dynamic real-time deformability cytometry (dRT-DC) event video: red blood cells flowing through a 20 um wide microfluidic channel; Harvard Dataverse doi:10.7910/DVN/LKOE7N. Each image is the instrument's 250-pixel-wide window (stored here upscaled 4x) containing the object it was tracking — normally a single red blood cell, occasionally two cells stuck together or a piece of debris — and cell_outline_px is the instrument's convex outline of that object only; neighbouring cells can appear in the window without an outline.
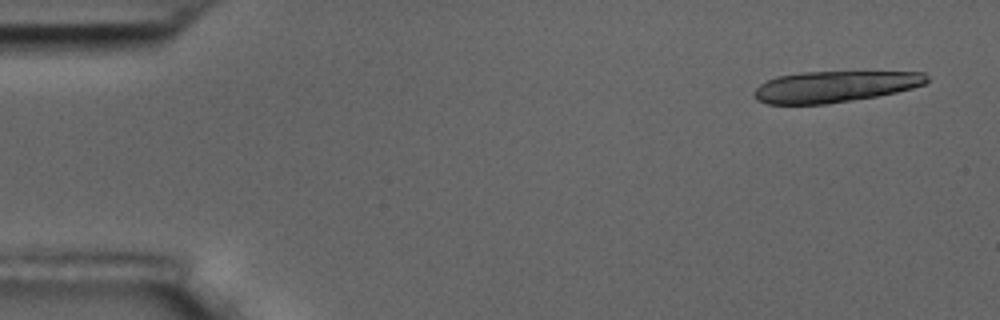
{"species": "common noctule bat (a hibernating species)", "species_latin": "Nyctalus noctula", "temperature_condition": "room temperature", "stored_images_in_passage": 6, "camera_frame_rate_fps": 3000, "um_per_image_px": 0.085, "animal": {"sex": "male", "body_mass_g": 17.5, "forearm_length_mm": 52.3}, "frame": {"image": 1, "passage_image": 1, "time_ms": 0.0, "image_size_px": [1000, 320], "cell_outline_px": [[928, 80], [924, 84], [912, 88], [896, 92], [876, 96], [828, 104], [768, 104], [756, 100], [752, 92], [760, 84], [776, 76], [800, 72], [924, 72], [928, 76]], "centroid_in_image_um": [70.91, 7.36], "position_along_channel_um": 14.1, "area_um2": 31.39}}